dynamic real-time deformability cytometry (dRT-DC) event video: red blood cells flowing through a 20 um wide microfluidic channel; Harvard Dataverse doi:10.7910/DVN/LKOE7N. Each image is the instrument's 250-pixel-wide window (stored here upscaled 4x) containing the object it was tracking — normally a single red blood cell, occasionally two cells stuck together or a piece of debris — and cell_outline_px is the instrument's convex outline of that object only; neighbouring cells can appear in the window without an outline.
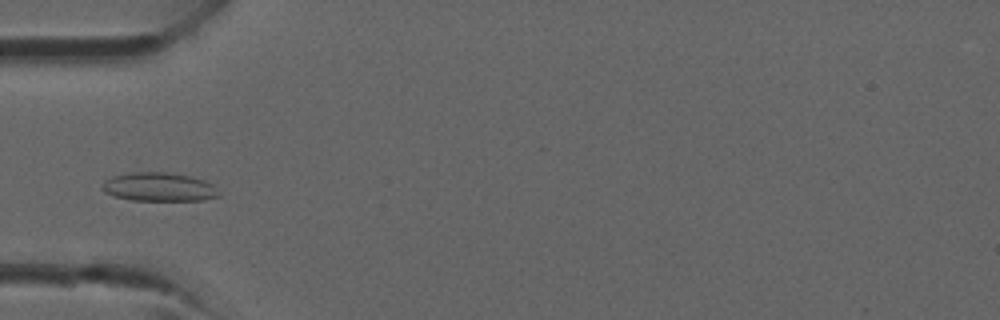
{"species": "common noctule bat (a hibernating species)", "species_latin": "Nyctalus noctula", "temperature_condition": "room temperature", "stored_images_in_passage": 36, "camera_frame_rate_fps": 3000, "um_per_image_px": 0.085, "animal": {"sex": "male", "forearm_length_mm": 52.5}, "frame": {"image": 1, "passage_image": 9, "time_ms": 2.667, "image_size_px": [1000, 320], "cell_outline_px": [[220, 196], [204, 200], [132, 200], [116, 196], [104, 192], [100, 188], [104, 180], [136, 160], [204, 180], [212, 184], [220, 192]], "centroid_in_image_um": [13.33, 15.68], "position_along_channel_um": 71.7, "area_um2": 22.6}}
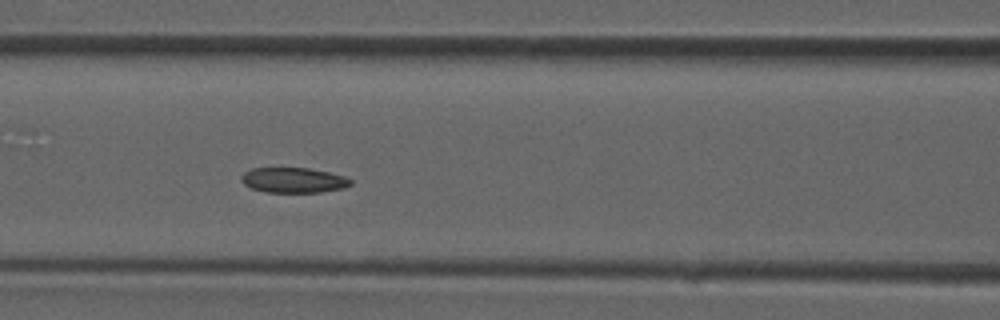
{"frame": {"image": 2, "passage_image": 13, "time_ms": 4.0, "image_size_px": [1000, 320], "cell_outline_px": [[352, 184], [344, 188], [320, 192], [264, 192], [252, 188], [244, 184], [240, 180], [240, 176], [244, 172], [252, 168], [308, 168], [328, 172], [344, 176], [352, 180]], "centroid_in_image_um": [24.93, 15.31], "position_along_channel_um": 141.7, "area_um2": 16.07}}
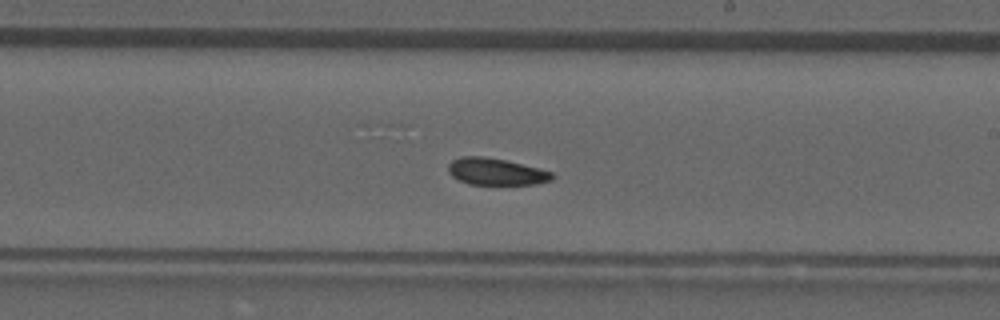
{"frame": {"image": 3, "passage_image": 19, "time_ms": 6.0, "image_size_px": [1000, 320], "cell_outline_px": [[552, 180], [536, 184], [468, 184], [452, 176], [448, 172], [448, 164], [452, 160], [460, 156], [484, 156], [504, 160], [540, 168], [552, 172]], "centroid_in_image_um": [42.13, 14.58], "position_along_channel_um": 246.9, "area_um2": 16.18}}